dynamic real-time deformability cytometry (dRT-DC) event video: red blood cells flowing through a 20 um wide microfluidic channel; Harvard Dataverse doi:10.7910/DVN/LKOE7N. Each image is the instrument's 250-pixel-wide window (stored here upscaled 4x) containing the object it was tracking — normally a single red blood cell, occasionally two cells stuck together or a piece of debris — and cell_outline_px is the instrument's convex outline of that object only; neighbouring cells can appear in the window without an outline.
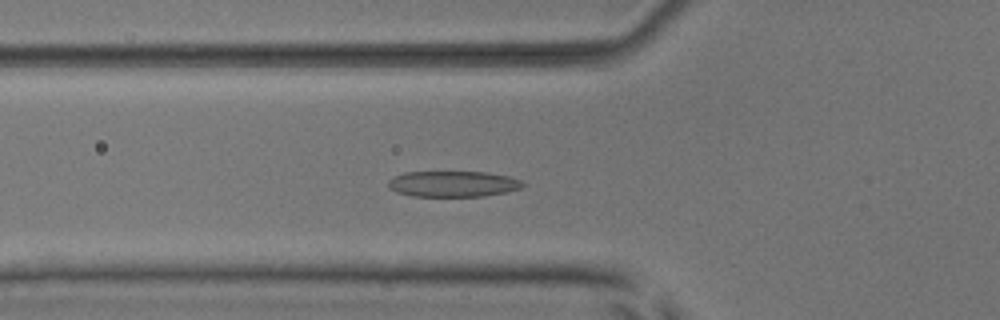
{"species": "common noctule bat (a hibernating species)", "species_latin": "Nyctalus noctula", "temperature_condition": "room temperature", "stored_images_in_passage": 54, "camera_frame_rate_fps": 3000, "um_per_image_px": 0.085, "animal": {"sex": "male", "body_mass_g": 17.9, "forearm_length_mm": 54.2}, "frame": {"image": 1, "passage_image": 20, "time_ms": 6.333, "image_size_px": [1000, 320], "cell_outline_px": [[528, 184], [520, 188], [508, 192], [484, 196], [412, 196], [396, 192], [388, 188], [388, 180], [392, 176], [404, 172], [484, 172], [508, 176], [520, 180]], "centroid_in_image_um": [38.49, 15.63], "position_along_channel_um": 87.3, "area_um2": 20.46}}
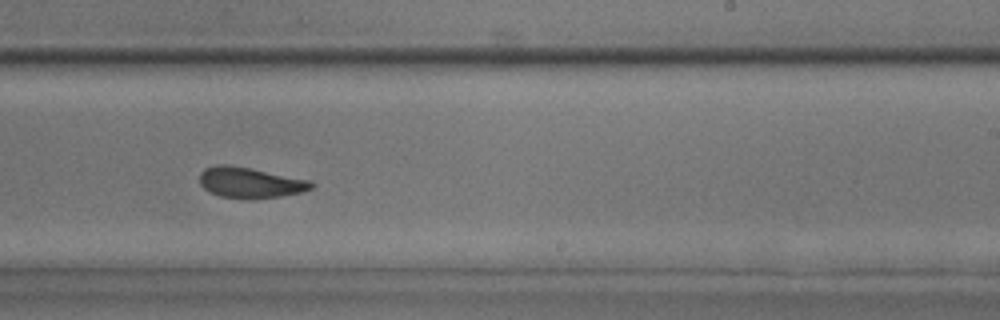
{"frame": {"image": 2, "passage_image": 34, "time_ms": 11.0, "image_size_px": [1000, 320], "cell_outline_px": [[316, 184], [312, 188], [304, 192], [280, 196], [252, 200], [248, 200], [220, 196], [208, 192], [200, 184], [200, 172], [204, 168], [216, 164], [228, 164], [312, 180]], "centroid_in_image_um": [21.27, 15.53], "position_along_channel_um": 267.7, "area_um2": 20.4}}
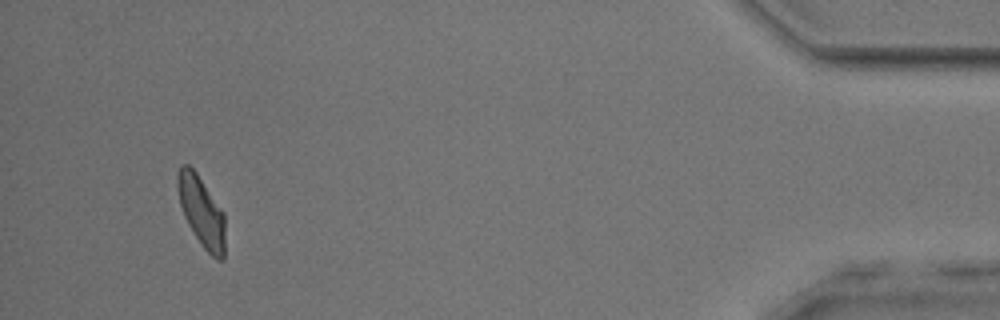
{"frame": {"image": 3, "passage_image": 51, "time_ms": 16.667, "image_size_px": [1000, 320], "cell_outline_px": [[224, 260], [216, 260], [204, 248], [188, 224], [184, 216], [180, 204], [176, 184], [176, 176], [180, 164], [188, 164], [196, 172], [224, 212]], "centroid_in_image_um": [17.11, 17.95], "position_along_channel_um": 418.1, "area_um2": 19.42}, "authors_computed_cell_mechanics": {"area_um2": 20.3167, "velocity_mm_per_s": 3.8779, "shape_relaxation_time_tau1_ms": 4.6955, "shape_relaxation_time_tau2_ms": 2.1929, "deformation_change_tau1": 0.1711, "deformation_change_tau2": 0.0959}}